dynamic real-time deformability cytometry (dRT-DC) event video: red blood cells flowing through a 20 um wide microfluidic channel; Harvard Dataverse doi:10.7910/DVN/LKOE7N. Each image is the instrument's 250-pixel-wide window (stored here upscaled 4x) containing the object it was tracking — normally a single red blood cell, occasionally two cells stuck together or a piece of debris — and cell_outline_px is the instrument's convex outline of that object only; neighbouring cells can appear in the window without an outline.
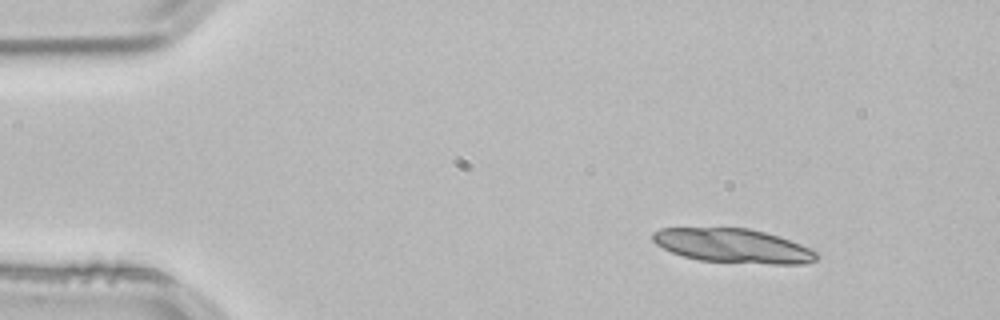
{"species": "common noctule bat (a hibernating species)", "species_latin": "Nyctalus noctula", "temperature_condition": "room temperature", "stored_images_in_passage": 18, "camera_frame_rate_fps": 3000, "um_per_image_px": 0.085, "animal": {"sex": "male", "body_mass_g": 21.5, "forearm_length_mm": 52.0}, "frame": {"image": 1, "passage_image": 1, "time_ms": 0.0, "image_size_px": [1000, 320], "cell_outline_px": [[820, 256], [816, 260], [804, 264], [772, 264], [700, 260], [684, 256], [672, 252], [656, 244], [652, 240], [652, 232], [660, 228], [748, 228], [780, 236], [820, 252]], "centroid_in_image_um": [62.35, 20.89], "position_along_channel_um": 22.6, "area_um2": 32.6}}